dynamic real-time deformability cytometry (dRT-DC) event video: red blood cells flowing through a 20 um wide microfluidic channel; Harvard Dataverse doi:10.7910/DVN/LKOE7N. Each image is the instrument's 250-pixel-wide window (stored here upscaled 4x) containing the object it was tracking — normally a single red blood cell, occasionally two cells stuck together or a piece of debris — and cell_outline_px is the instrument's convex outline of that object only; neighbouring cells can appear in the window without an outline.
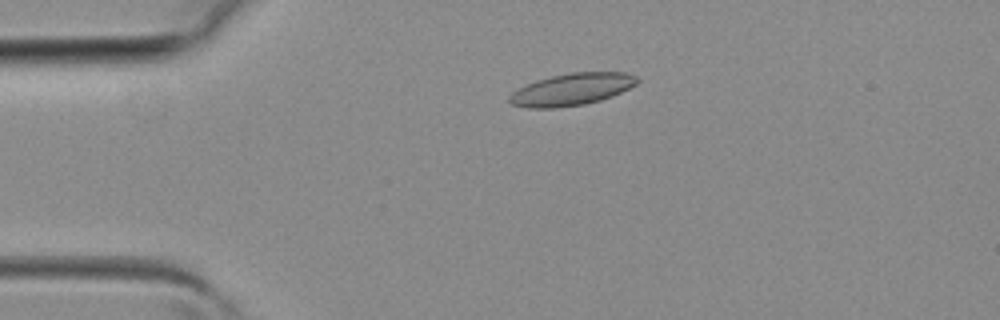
{"species": "common noctule bat (a hibernating species)", "species_latin": "Nyctalus noctula", "temperature_condition": "room temperature", "stored_images_in_passage": 8, "camera_frame_rate_fps": 3000, "um_per_image_px": 0.085, "animal": {"sex": "female", "body_mass_g": 19.3, "forearm_length_mm": 54.1}, "frame": {"image": 1, "passage_image": 2, "time_ms": 0.333, "image_size_px": [1000, 320], "cell_outline_px": [[640, 80], [636, 84], [612, 96], [600, 100], [584, 104], [556, 108], [528, 108], [512, 104], [508, 100], [508, 96], [512, 92], [524, 84], [536, 80], [552, 76], [572, 72], [624, 72], [636, 76]], "centroid_in_image_um": [48.56, 7.59], "position_along_channel_um": 36.4, "area_um2": 23.87}}
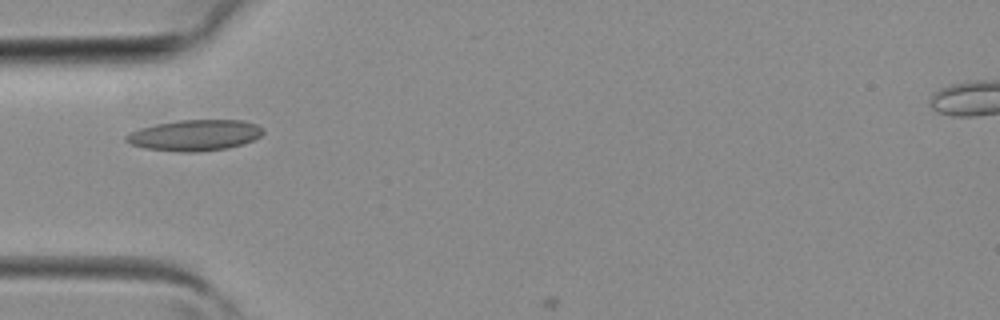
{"frame": {"image": 2, "passage_image": 6, "time_ms": 1.667, "image_size_px": [1000, 320], "cell_outline_px": [[264, 132], [260, 136], [252, 140], [228, 148], [196, 152], [184, 152], [144, 148], [132, 144], [124, 140], [124, 136], [140, 128], [156, 124], [180, 120], [244, 120], [256, 124], [264, 128]], "centroid_in_image_um": [16.57, 11.49], "position_along_channel_um": 68.4, "area_um2": 24.57}}